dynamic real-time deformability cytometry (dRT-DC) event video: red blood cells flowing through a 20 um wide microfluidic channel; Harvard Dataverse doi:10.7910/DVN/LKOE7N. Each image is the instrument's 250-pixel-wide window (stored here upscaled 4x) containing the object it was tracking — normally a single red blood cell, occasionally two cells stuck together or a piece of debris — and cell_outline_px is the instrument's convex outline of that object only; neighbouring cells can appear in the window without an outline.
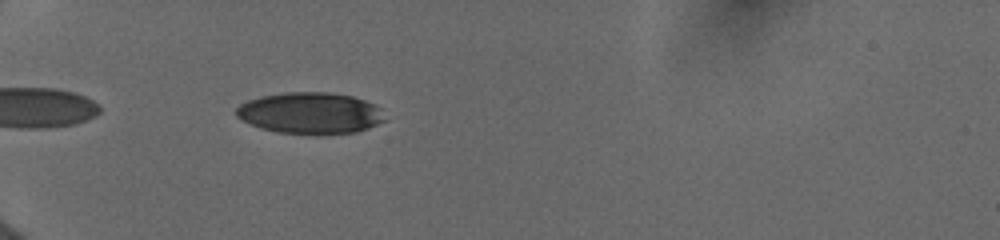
{"species": "human", "species_latin": "Homo sapiens", "temperature_condition": "cold", "stored_images_in_passage": 38, "camera_frame_rate_fps": 3000, "um_per_image_px": 0.085, "donor": {"sex": "female"}, "frame": {"image": 1, "passage_image": 3, "time_ms": 0.667, "image_size_px": [1000, 240], "cell_outline_px": [[384, 120], [368, 128], [356, 132], [276, 132], [260, 128], [236, 116], [236, 108], [240, 104], [248, 100], [260, 96], [284, 92], [328, 92], [352, 96], [376, 104]], "centroid_in_image_um": [26.33, 9.57], "position_along_channel_um": 58.7, "area_um2": 34.97}}
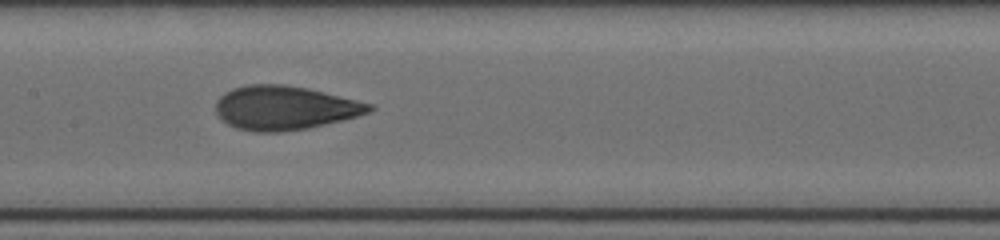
{"frame": {"image": 2, "passage_image": 19, "time_ms": 4.333, "image_size_px": [1000, 240], "cell_outline_px": [[376, 108], [368, 112], [356, 116], [308, 128], [280, 132], [256, 132], [236, 128], [228, 124], [216, 112], [216, 100], [224, 92], [232, 88], [248, 84], [284, 84], [308, 88], [372, 104]], "centroid_in_image_um": [24.16, 9.16], "position_along_channel_um": 183.2, "area_um2": 39.13}}
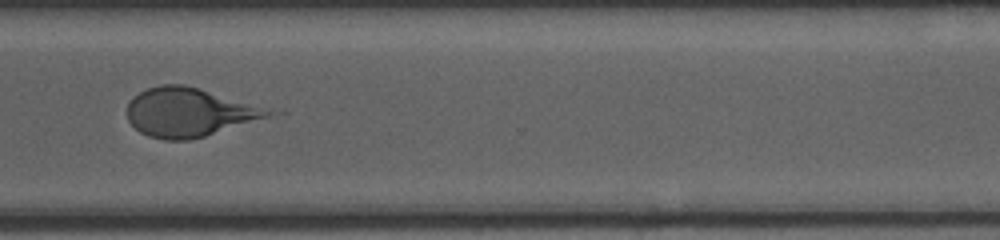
{"frame": {"image": 3, "passage_image": 37, "time_ms": 8.667, "image_size_px": [1000, 240], "cell_outline_px": [[288, 112], [204, 136], [188, 140], [164, 140], [148, 136], [140, 132], [128, 120], [128, 100], [132, 96], [148, 88], [160, 84], [184, 84], [284, 108]], "centroid_in_image_um": [16.33, 9.51], "position_along_channel_um": 354.3, "area_um2": 42.08}}